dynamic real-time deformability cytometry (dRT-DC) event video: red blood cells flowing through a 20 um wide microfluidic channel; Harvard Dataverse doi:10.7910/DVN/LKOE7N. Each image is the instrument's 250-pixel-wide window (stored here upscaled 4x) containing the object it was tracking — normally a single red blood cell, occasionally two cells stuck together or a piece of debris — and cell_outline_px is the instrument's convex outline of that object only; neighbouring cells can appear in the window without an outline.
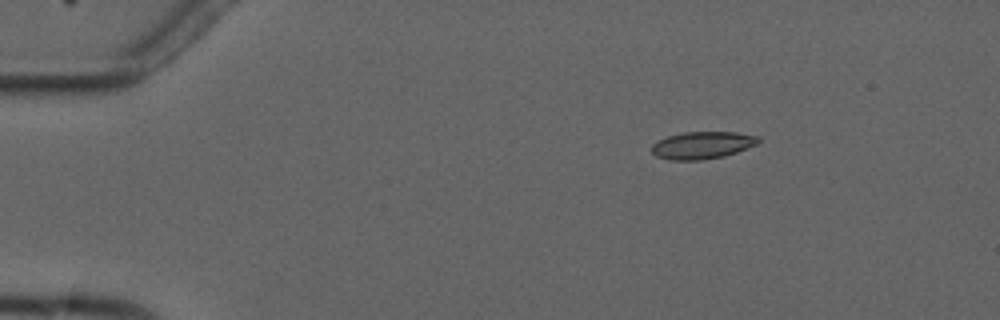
{"species": "common noctule bat (a hibernating species)", "species_latin": "Nyctalus noctula", "temperature_condition": "cold", "stored_images_in_passage": 7, "camera_frame_rate_fps": 3000, "um_per_image_px": 0.085, "animal": {"sex": "male", "forearm_length_mm": 52.5}, "frame": {"image": 1, "passage_image": 1, "time_ms": 0.0, "image_size_px": [1000, 320], "cell_outline_px": [[760, 140], [756, 144], [736, 152], [724, 156], [700, 160], [668, 160], [656, 156], [652, 152], [652, 144], [656, 140], [668, 136], [684, 132], [736, 132], [760, 136]], "centroid_in_image_um": [59.67, 12.34], "position_along_channel_um": 25.3, "area_um2": 16.99}}
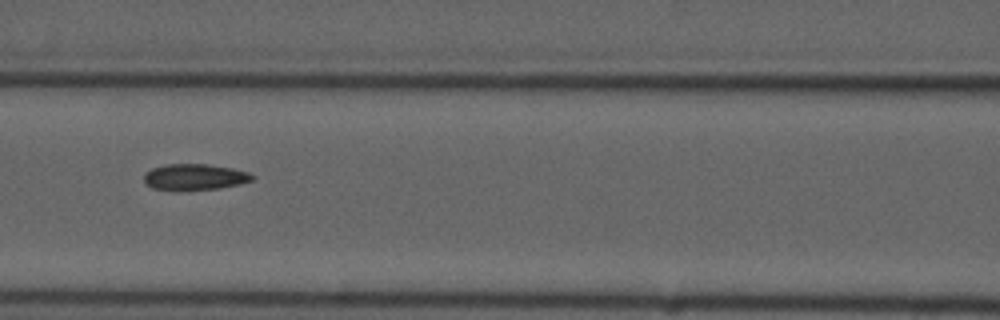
{"frame": {"image": 2, "passage_image": 5, "time_ms": 5.333, "image_size_px": [1000, 320], "cell_outline_px": [[256, 176], [252, 180], [240, 184], [220, 188], [180, 192], [152, 188], [144, 180], [144, 172], [152, 168], [168, 164], [204, 164], [232, 168], [248, 172]], "centroid_in_image_um": [16.53, 15.07], "position_along_channel_um": 150.1, "area_um2": 16.82}}
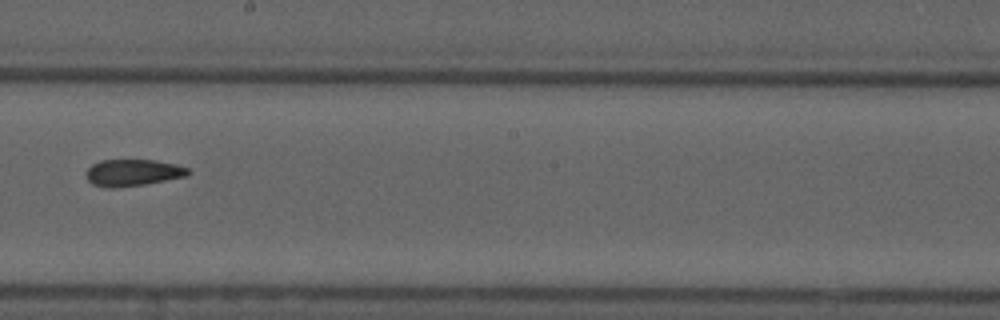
{"frame": {"image": 3, "passage_image": 7, "time_ms": 7.667, "image_size_px": [1000, 320], "cell_outline_px": [[192, 172], [188, 176], [144, 184], [116, 188], [104, 188], [92, 184], [88, 180], [88, 168], [92, 164], [100, 160], [156, 160], [176, 164], [188, 168]], "centroid_in_image_um": [11.32, 14.68], "position_along_channel_um": 236.9, "area_um2": 15.95}}